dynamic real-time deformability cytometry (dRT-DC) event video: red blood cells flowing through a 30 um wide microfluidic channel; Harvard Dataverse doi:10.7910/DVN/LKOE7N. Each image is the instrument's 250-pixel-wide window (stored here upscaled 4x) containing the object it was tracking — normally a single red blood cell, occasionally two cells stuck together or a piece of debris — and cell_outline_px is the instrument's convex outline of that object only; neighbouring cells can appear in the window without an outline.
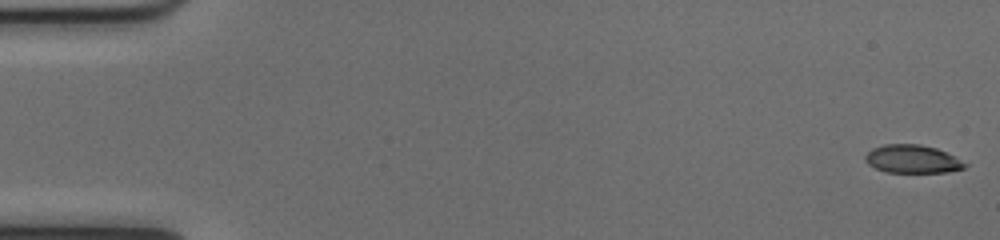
{"species": "common noctule bat (a hibernating species)", "species_latin": "Nyctalus noctula", "temperature_condition": "cold", "stored_images_in_passage": 52, "camera_frame_rate_fps": 3000, "um_per_image_px": 0.085, "animal": {"sex": "female", "body_mass_g": 17.0, "forearm_length_mm": 48.0}, "frame": {"image": 1, "passage_image": 1, "time_ms": 0.0, "image_size_px": [1000, 240], "cell_outline_px": [[968, 164], [964, 168], [948, 172], [884, 172], [868, 164], [864, 160], [864, 156], [872, 148], [884, 144], [920, 144], [936, 148], [956, 156]], "centroid_in_image_um": [77.55, 13.51], "position_along_channel_um": 7.4, "area_um2": 16.47}}
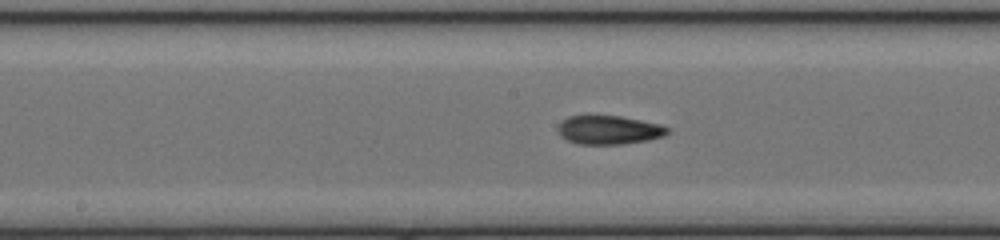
{"frame": {"image": 2, "passage_image": 27, "time_ms": 8.667, "image_size_px": [1000, 240], "cell_outline_px": [[668, 132], [664, 136], [648, 140], [620, 144], [580, 144], [568, 140], [560, 136], [556, 128], [568, 116], [620, 116], [660, 124], [668, 128]], "centroid_in_image_um": [51.75, 11.05], "position_along_channel_um": 196.5, "area_um2": 18.15}}
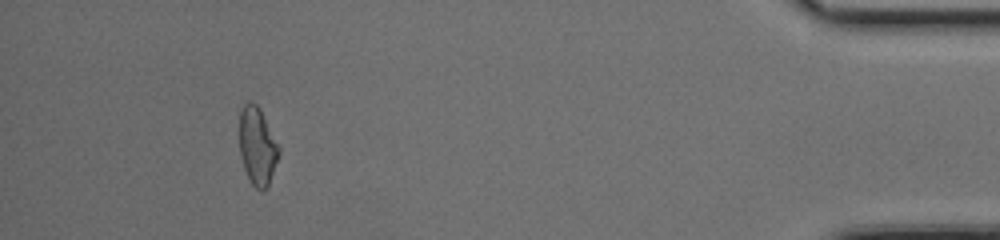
{"frame": {"image": 3, "passage_image": 48, "time_ms": 15.667, "image_size_px": [1000, 240], "cell_outline_px": [[280, 152], [268, 184], [264, 192], [260, 192], [252, 184], [244, 168], [240, 156], [240, 108], [248, 100], [256, 104], [260, 108], [280, 148]], "centroid_in_image_um": [21.87, 12.41], "position_along_channel_um": 413.3, "area_um2": 17.8}, "authors_computed_cell_mechanics": {"area_um2": 18.0047, "velocity_mm_per_s": 4.0219, "shape_relaxation_time_tau1_ms": null, "shape_relaxation_time_tau2_ms": 3.0011, "deformation_change_tau1": null, "deformation_change_tau2": 0.0937}}